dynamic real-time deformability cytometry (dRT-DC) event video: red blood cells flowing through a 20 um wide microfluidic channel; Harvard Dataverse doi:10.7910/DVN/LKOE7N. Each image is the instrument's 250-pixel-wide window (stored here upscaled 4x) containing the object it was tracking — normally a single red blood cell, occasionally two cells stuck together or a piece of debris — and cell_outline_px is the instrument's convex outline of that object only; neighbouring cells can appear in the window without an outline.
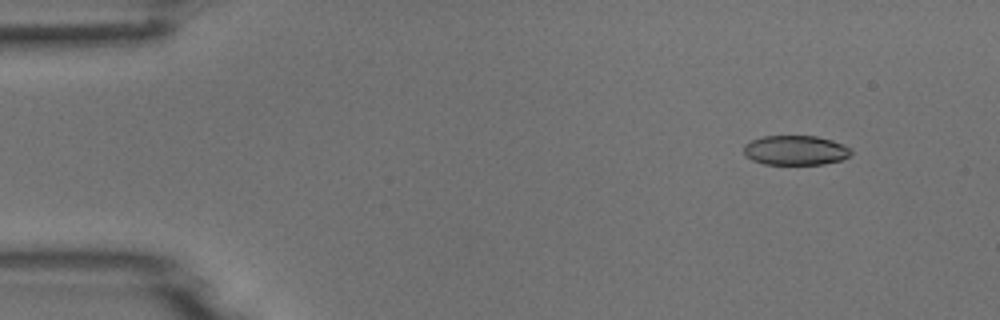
{"species": "common noctule bat (a hibernating species)", "species_latin": "Nyctalus noctula", "temperature_condition": "room temperature", "stored_images_in_passage": 5, "camera_frame_rate_fps": 3000, "um_per_image_px": 0.085, "animal": {"sex": "male", "body_mass_g": 18.8}, "frame": {"image": 1, "passage_image": 2, "time_ms": 1.0, "image_size_px": [1000, 320], "cell_outline_px": [[852, 152], [848, 156], [840, 160], [824, 164], [764, 164], [752, 160], [744, 156], [744, 144], [752, 140], [764, 136], [816, 136], [832, 140], [844, 144], [852, 148]], "centroid_in_image_um": [67.62, 12.77], "position_along_channel_um": 17.4, "area_um2": 18.61}}
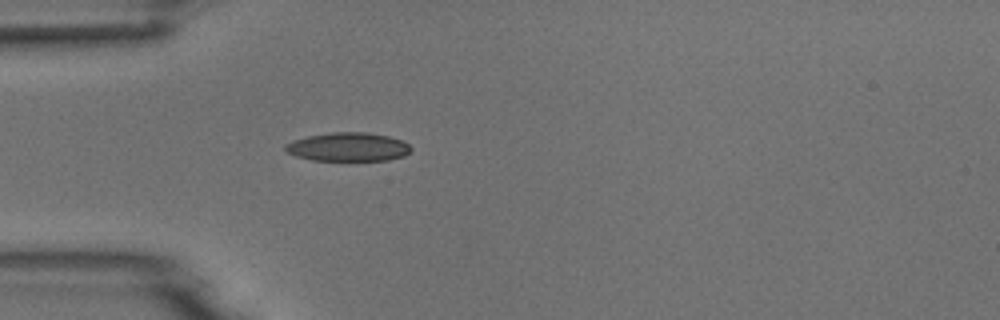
{"frame": {"image": 2, "passage_image": 5, "time_ms": 4.333, "image_size_px": [1000, 320], "cell_outline_px": [[412, 148], [404, 156], [388, 160], [312, 160], [296, 156], [288, 152], [284, 148], [284, 144], [292, 140], [308, 136], [332, 132], [368, 132], [388, 136], [400, 140], [408, 144]], "centroid_in_image_um": [29.57, 12.48], "position_along_channel_um": 55.4, "area_um2": 20.92}}